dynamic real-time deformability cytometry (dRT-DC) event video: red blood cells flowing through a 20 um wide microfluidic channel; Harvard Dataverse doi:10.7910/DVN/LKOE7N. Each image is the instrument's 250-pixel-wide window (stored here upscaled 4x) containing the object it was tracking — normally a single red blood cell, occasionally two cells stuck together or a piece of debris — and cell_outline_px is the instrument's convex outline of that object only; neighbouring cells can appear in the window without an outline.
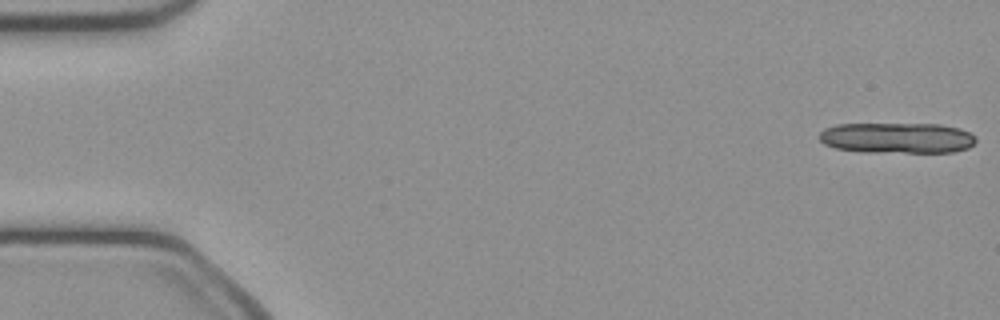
{"species": "common noctule bat (a hibernating species)", "species_latin": "Nyctalus noctula", "temperature_condition": "cold", "stored_images_in_passage": 13, "camera_frame_rate_fps": 3000, "um_per_image_px": 0.085, "animal": {"sex": "female", "body_mass_g": 21.9}, "frame": {"image": 1, "passage_image": 1, "time_ms": 0.0, "image_size_px": [1000, 320], "cell_outline_px": [[976, 140], [968, 148], [956, 152], [860, 152], [836, 148], [824, 144], [820, 140], [820, 132], [824, 128], [836, 124], [940, 124], [960, 128], [976, 136]], "centroid_in_image_um": [76.25, 11.72], "position_along_channel_um": 8.7, "area_um2": 28.21}}